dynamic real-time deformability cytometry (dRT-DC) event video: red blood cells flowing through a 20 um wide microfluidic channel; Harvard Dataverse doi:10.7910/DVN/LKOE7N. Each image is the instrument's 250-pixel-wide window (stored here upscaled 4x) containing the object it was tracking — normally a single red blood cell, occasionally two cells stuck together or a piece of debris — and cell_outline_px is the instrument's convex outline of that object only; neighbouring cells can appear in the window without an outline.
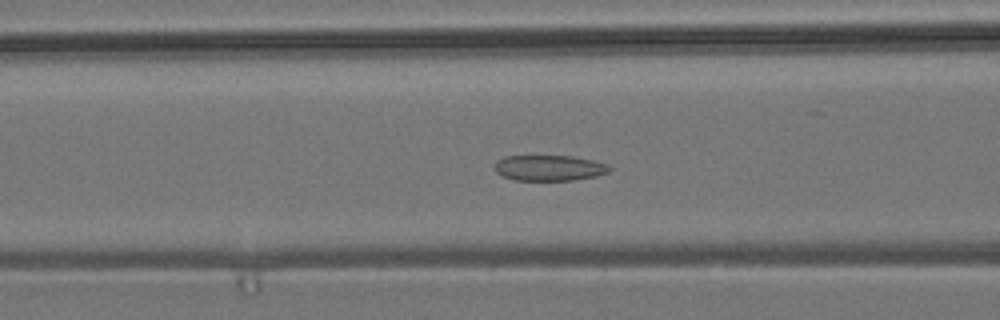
{"species": "common noctule bat (a hibernating species)", "species_latin": "Nyctalus noctula", "temperature_condition": "room temperature", "stored_images_in_passage": 57, "camera_frame_rate_fps": 3000, "um_per_image_px": 0.085, "animal": {"sex": "male", "body_mass_g": 19.2, "forearm_length_mm": 51.8}, "frame": {"image": 1, "passage_image": 22, "time_ms": 7.0, "image_size_px": [1000, 320], "cell_outline_px": [[612, 168], [608, 172], [596, 176], [572, 180], [512, 180], [496, 172], [496, 160], [504, 156], [572, 156], [592, 160], [608, 164]], "centroid_in_image_um": [46.69, 14.27], "position_along_channel_um": 119.9, "area_um2": 17.11}}
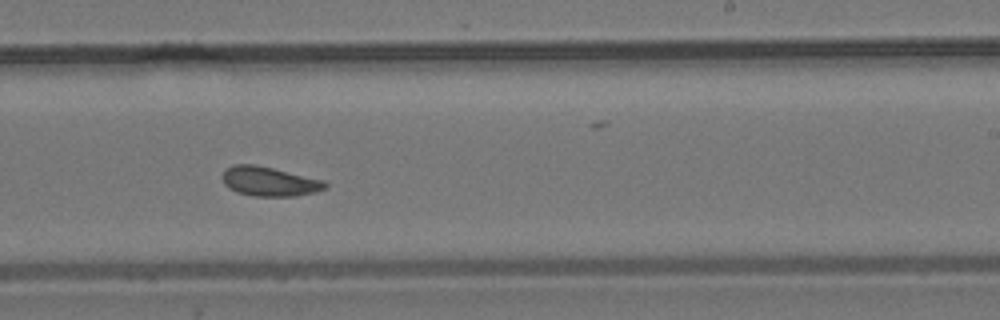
{"frame": {"image": 2, "passage_image": 34, "time_ms": 11.0, "image_size_px": [1000, 320], "cell_outline_px": [[328, 188], [316, 192], [296, 196], [252, 196], [236, 192], [228, 188], [224, 184], [224, 168], [232, 164], [252, 164], [272, 168], [324, 180], [328, 184]], "centroid_in_image_um": [22.91, 15.43], "position_along_channel_um": 266.1, "area_um2": 17.69}}
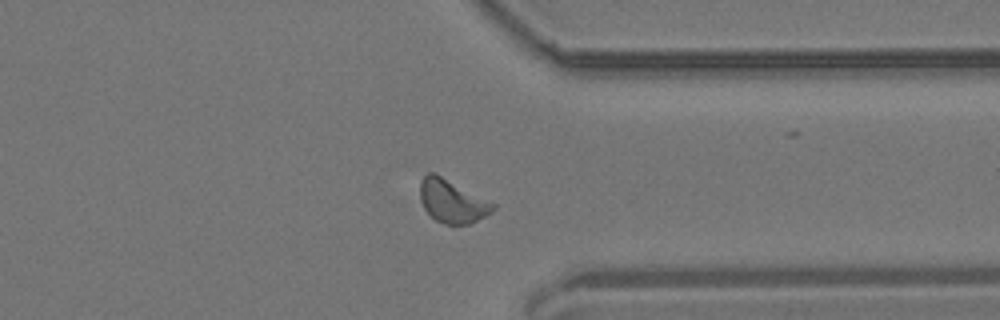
{"frame": {"image": 3, "passage_image": 43, "time_ms": 14.0, "image_size_px": [1000, 320], "cell_outline_px": [[496, 208], [492, 212], [468, 224], [444, 224], [436, 220], [424, 208], [420, 200], [420, 184], [424, 176], [428, 172], [436, 172], [496, 204]], "centroid_in_image_um": [38.43, 17.07], "position_along_channel_um": 373.0, "area_um2": 18.32}, "authors_computed_cell_mechanics": {"area_um2": 17.7446, "velocity_mm_per_s": 3.6625, "shape_relaxation_time_tau1_ms": 4.627, "shape_relaxation_time_tau2_ms": 1.9771, "deformation_change_tau1": 0.086, "deformation_change_tau2": 0.0782}}